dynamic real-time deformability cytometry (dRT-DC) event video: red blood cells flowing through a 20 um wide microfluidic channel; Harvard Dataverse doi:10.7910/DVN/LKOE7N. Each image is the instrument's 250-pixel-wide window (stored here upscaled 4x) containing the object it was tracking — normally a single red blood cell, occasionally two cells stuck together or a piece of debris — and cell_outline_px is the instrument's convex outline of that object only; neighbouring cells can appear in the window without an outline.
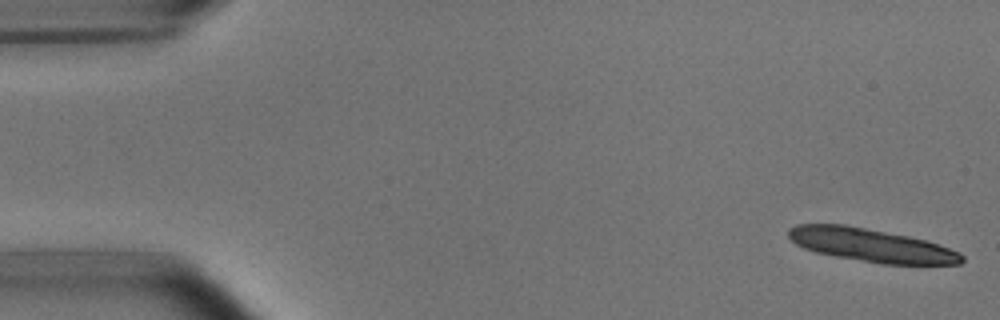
{"species": "common noctule bat (a hibernating species)", "species_latin": "Nyctalus noctula", "temperature_condition": "room temperature", "stored_images_in_passage": 13, "camera_frame_rate_fps": 3000, "um_per_image_px": 0.085, "animal": {"sex": "male", "body_mass_g": 15.6}, "frame": {"image": 1, "passage_image": 1, "time_ms": 0.0, "image_size_px": [1000, 320], "cell_outline_px": [[964, 260], [960, 264], [880, 264], [836, 256], [816, 252], [804, 248], [796, 244], [788, 236], [788, 228], [796, 224], [844, 224], [908, 236], [924, 240], [960, 252], [964, 256]], "centroid_in_image_um": [74.03, 20.84], "position_along_channel_um": 11.0, "area_um2": 33.35}}